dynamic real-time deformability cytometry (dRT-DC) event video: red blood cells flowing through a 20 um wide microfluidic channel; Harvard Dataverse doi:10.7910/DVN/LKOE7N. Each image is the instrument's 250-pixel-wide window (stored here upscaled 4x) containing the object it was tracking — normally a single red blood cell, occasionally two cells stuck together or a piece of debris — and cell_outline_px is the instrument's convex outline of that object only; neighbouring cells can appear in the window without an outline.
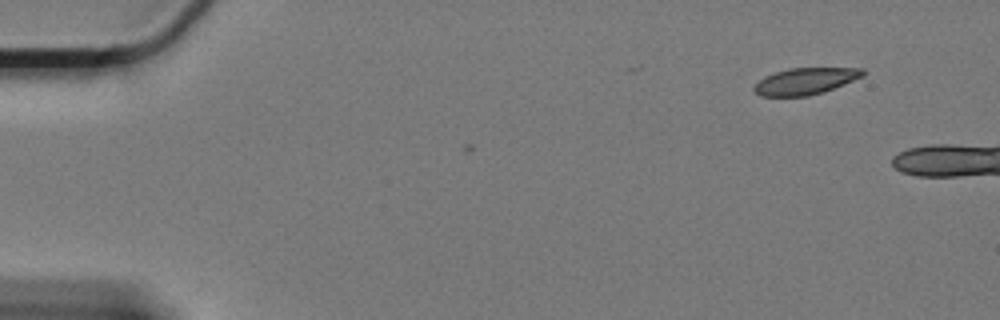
{"species": "Egyptian fruit bat (a non-hibernating species)", "species_latin": "Rousettus aegyptiacus", "temperature_condition": "cold", "stored_images_in_passage": 6, "camera_frame_rate_fps": 3000, "um_per_image_px": 0.085, "animal": {"sex": "female"}, "frame": {"image": 1, "passage_image": 1, "time_ms": 0.0, "image_size_px": [1000, 320], "cell_outline_px": [[868, 72], [864, 76], [824, 92], [808, 96], [760, 96], [752, 88], [764, 76], [788, 68], [864, 68]], "centroid_in_image_um": [68.49, 6.89], "position_along_channel_um": 16.5, "area_um2": 16.94}}